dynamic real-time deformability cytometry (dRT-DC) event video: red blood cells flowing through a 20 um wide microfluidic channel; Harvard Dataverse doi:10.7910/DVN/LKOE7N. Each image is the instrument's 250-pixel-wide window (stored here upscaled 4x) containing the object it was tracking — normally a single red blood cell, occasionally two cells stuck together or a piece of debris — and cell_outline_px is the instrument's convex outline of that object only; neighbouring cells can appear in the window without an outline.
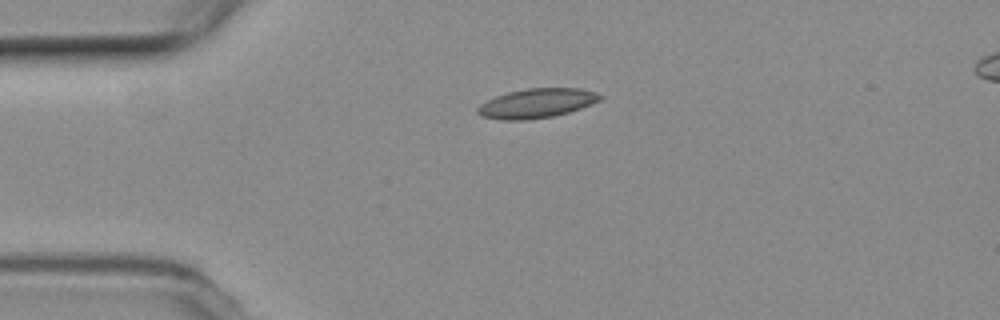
{"species": "common noctule bat (a hibernating species)", "species_latin": "Nyctalus noctula", "temperature_condition": "room temperature", "stored_images_in_passage": 5, "camera_frame_rate_fps": 3000, "um_per_image_px": 0.085, "animal": {"sex": "female", "body_mass_g": 19.3, "forearm_length_mm": 54.1}, "frame": {"image": 1, "passage_image": 1, "time_ms": 0.0, "image_size_px": [1000, 320], "cell_outline_px": [[604, 96], [600, 100], [580, 108], [568, 112], [552, 116], [528, 120], [504, 120], [484, 116], [476, 112], [476, 108], [480, 104], [496, 96], [508, 92], [528, 88], [580, 88], [596, 92]], "centroid_in_image_um": [45.63, 8.77], "position_along_channel_um": 39.4, "area_um2": 20.81}}